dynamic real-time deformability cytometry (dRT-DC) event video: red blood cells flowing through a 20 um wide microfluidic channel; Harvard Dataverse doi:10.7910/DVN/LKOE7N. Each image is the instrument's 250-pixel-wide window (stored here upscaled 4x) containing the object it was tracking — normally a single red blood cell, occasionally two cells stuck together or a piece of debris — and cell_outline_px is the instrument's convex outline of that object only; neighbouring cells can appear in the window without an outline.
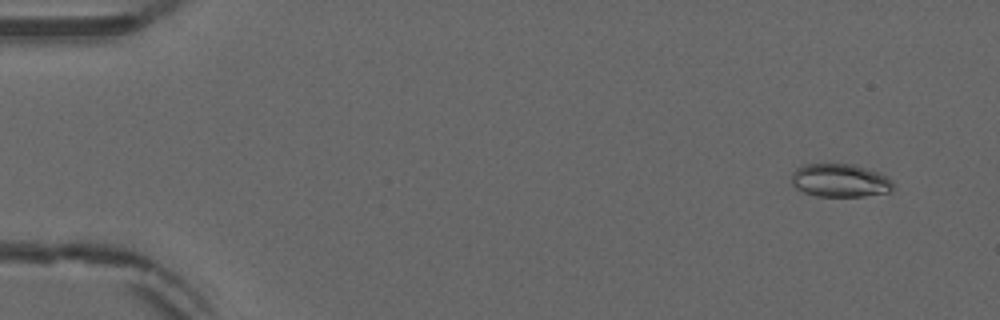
{"species": "common noctule bat (a hibernating species)", "species_latin": "Nyctalus noctula", "temperature_condition": "warm", "stored_images_in_passage": 53, "camera_frame_rate_fps": 3000, "um_per_image_px": 0.085, "animal": {"sex": "male", "forearm_length_mm": 52.5}, "frame": {"image": 1, "passage_image": 4, "time_ms": 1.0, "image_size_px": [1000, 320], "cell_outline_px": [[896, 188], [888, 192], [864, 196], [816, 196], [804, 192], [796, 188], [792, 184], [792, 172], [796, 168], [804, 164], [856, 164], [888, 176], [892, 180]], "centroid_in_image_um": [71.43, 15.33], "position_along_channel_um": 13.6, "area_um2": 19.88}}
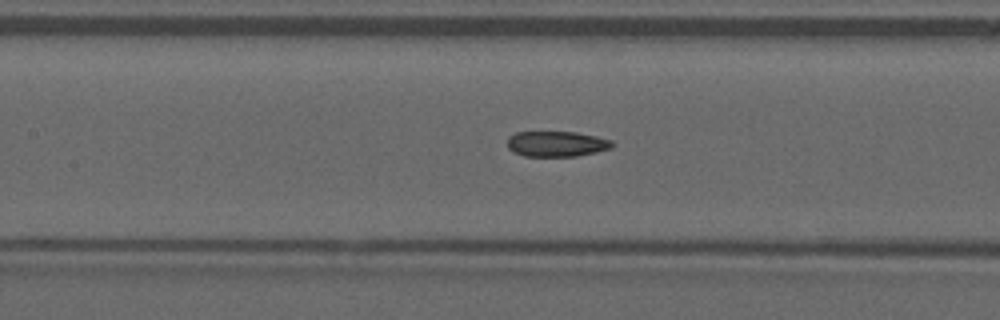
{"frame": {"image": 2, "passage_image": 25, "time_ms": 8.0, "image_size_px": [1000, 320], "cell_outline_px": [[616, 144], [612, 148], [596, 152], [576, 156], [524, 156], [512, 152], [508, 148], [508, 136], [516, 132], [576, 132], [596, 136], [612, 140]], "centroid_in_image_um": [47.32, 12.23], "position_along_channel_um": 160.1, "area_um2": 15.72}}
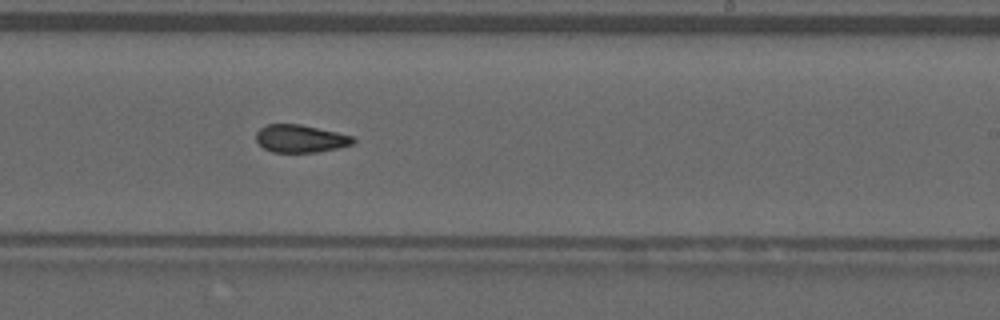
{"frame": {"image": 3, "passage_image": 33, "time_ms": 10.667, "image_size_px": [1000, 320], "cell_outline_px": [[356, 140], [352, 144], [340, 148], [316, 152], [272, 152], [264, 148], [256, 140], [256, 132], [260, 128], [268, 124], [300, 124], [336, 132], [352, 136]], "centroid_in_image_um": [25.53, 11.78], "position_along_channel_um": 263.5, "area_um2": 15.61}, "authors_computed_cell_mechanics": {"area_um2": 16.3574, "velocity_mm_per_s": 3.8952, "shape_relaxation_time_tau1_ms": null, "shape_relaxation_time_tau2_ms": 2.6989, "deformation_change_tau1": null, "deformation_change_tau2": 0.0799}}